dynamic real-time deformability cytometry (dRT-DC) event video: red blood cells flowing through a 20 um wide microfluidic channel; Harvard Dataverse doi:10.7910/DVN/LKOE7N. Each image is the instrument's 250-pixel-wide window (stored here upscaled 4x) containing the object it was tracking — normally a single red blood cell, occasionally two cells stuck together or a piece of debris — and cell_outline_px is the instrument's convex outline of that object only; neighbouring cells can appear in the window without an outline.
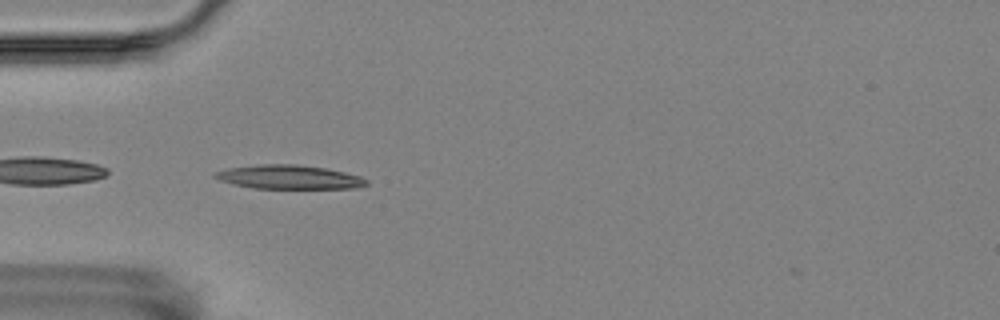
{"species": "Egyptian fruit bat (a non-hibernating species)", "species_latin": "Rousettus aegyptiacus", "temperature_condition": "room temperature", "stored_images_in_passage": 40, "camera_frame_rate_fps": 3000, "um_per_image_px": 0.085, "animal": {"sex": "female"}, "frame": {"image": 1, "passage_image": 1, "time_ms": 0.0, "image_size_px": [1000, 320], "cell_outline_px": [[368, 184], [356, 188], [252, 188], [232, 184], [220, 180], [212, 176], [212, 172], [228, 168], [256, 164], [296, 164], [324, 168], [344, 172], [360, 176], [368, 180]], "centroid_in_image_um": [24.52, 15.04], "position_along_channel_um": 60.5, "area_um2": 21.15}}
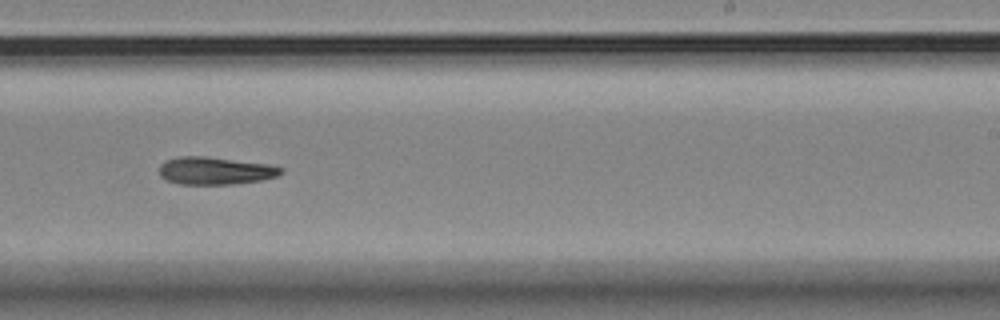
{"frame": {"image": 2, "passage_image": 19, "time_ms": 6.0, "image_size_px": [1000, 320], "cell_outline_px": [[284, 172], [276, 176], [260, 180], [232, 184], [176, 184], [164, 180], [160, 176], [160, 164], [164, 160], [176, 156], [204, 156], [268, 164], [284, 168]], "centroid_in_image_um": [18.24, 14.51], "position_along_channel_um": 270.8, "area_um2": 19.71}}
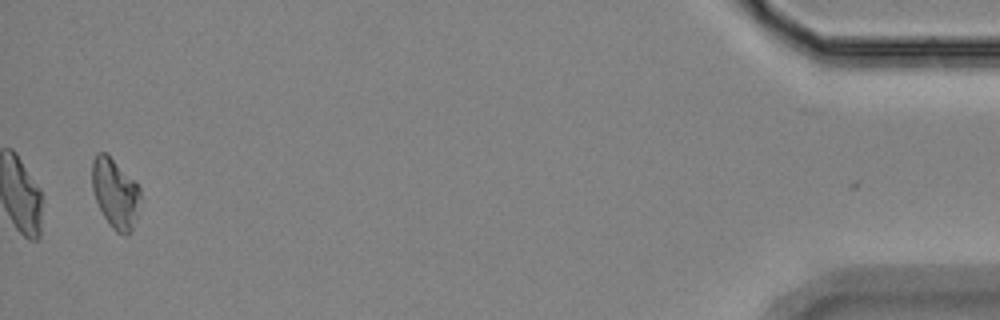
{"frame": {"image": 3, "passage_image": 39, "time_ms": 12.667, "image_size_px": [1000, 320], "cell_outline_px": [[140, 196], [136, 216], [132, 232], [128, 236], [124, 236], [116, 232], [112, 228], [104, 216], [96, 200], [92, 188], [92, 160], [96, 152], [108, 152], [136, 180], [140, 188]], "centroid_in_image_um": [9.8, 16.38], "position_along_channel_um": 425.4, "area_um2": 20.06}}